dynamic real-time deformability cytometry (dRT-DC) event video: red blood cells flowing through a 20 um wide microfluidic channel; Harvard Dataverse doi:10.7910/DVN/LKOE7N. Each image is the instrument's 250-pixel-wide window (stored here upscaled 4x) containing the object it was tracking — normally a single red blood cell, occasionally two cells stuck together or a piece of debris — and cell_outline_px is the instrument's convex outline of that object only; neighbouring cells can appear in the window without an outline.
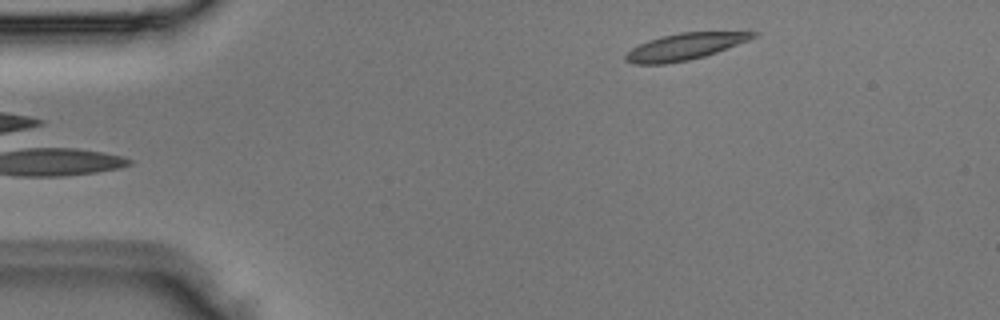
{"species": "Egyptian fruit bat (a non-hibernating species)", "species_latin": "Rousettus aegyptiacus", "temperature_condition": "room temperature", "stored_images_in_passage": 4, "camera_frame_rate_fps": 3000, "um_per_image_px": 0.085, "animal": {"sex": "male"}, "frame": {"image": 1, "passage_image": 4, "time_ms": 1.0, "image_size_px": [1000, 320], "cell_outline_px": [[760, 36], [716, 52], [704, 56], [688, 60], [664, 64], [632, 64], [624, 60], [624, 56], [632, 48], [648, 40], [660, 36], [680, 32], [760, 32]], "centroid_in_image_um": [58.2, 3.96], "position_along_channel_um": 26.8, "area_um2": 19.71}}